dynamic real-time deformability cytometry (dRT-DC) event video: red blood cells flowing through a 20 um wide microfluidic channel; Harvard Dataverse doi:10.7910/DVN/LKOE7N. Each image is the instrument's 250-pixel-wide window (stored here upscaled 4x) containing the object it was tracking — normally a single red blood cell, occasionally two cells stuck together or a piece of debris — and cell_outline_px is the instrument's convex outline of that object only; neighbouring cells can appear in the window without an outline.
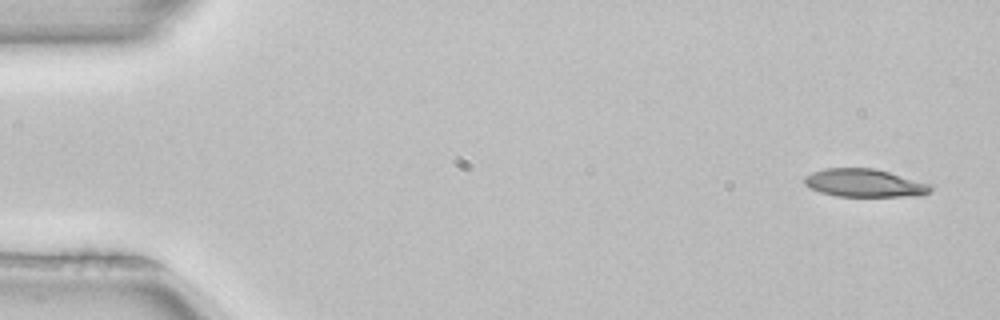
{"species": "common noctule bat (a hibernating species)", "species_latin": "Nyctalus noctula", "temperature_condition": "room temperature", "stored_images_in_passage": 4, "camera_frame_rate_fps": 3000, "um_per_image_px": 0.085, "animal": {"sex": "female", "body_mass_g": 22.7, "forearm_length_mm": 54.2}, "frame": {"image": 1, "passage_image": 1, "time_ms": 0.0, "image_size_px": [1000, 320], "cell_outline_px": [[936, 184], [928, 192], [920, 196], [836, 196], [820, 192], [804, 184], [804, 176], [812, 172], [824, 168], [876, 168]], "centroid_in_image_um": [73.55, 15.54], "position_along_channel_um": 11.4, "area_um2": 20.98}}
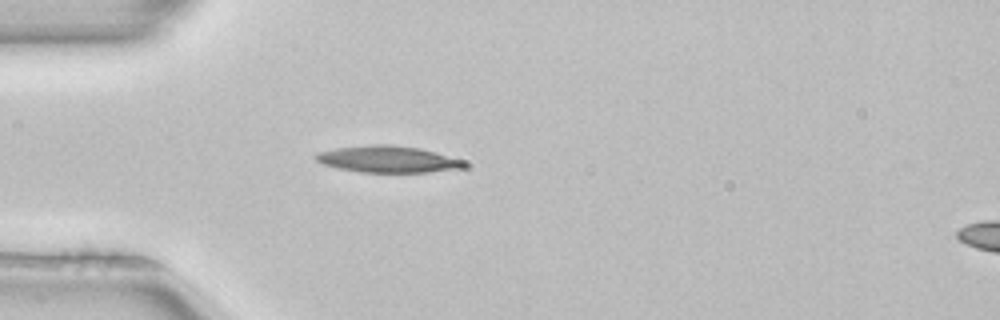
{"frame": {"image": 2, "passage_image": 4, "time_ms": 1.0, "image_size_px": [1000, 320], "cell_outline_px": [[468, 164], [464, 168], [428, 172], [360, 172], [340, 168], [324, 164], [316, 160], [312, 156], [320, 152], [336, 148], [372, 144], [388, 144], [420, 148], [436, 152], [464, 160]], "centroid_in_image_um": [33.01, 13.53], "position_along_channel_um": 52.0, "area_um2": 23.0}}